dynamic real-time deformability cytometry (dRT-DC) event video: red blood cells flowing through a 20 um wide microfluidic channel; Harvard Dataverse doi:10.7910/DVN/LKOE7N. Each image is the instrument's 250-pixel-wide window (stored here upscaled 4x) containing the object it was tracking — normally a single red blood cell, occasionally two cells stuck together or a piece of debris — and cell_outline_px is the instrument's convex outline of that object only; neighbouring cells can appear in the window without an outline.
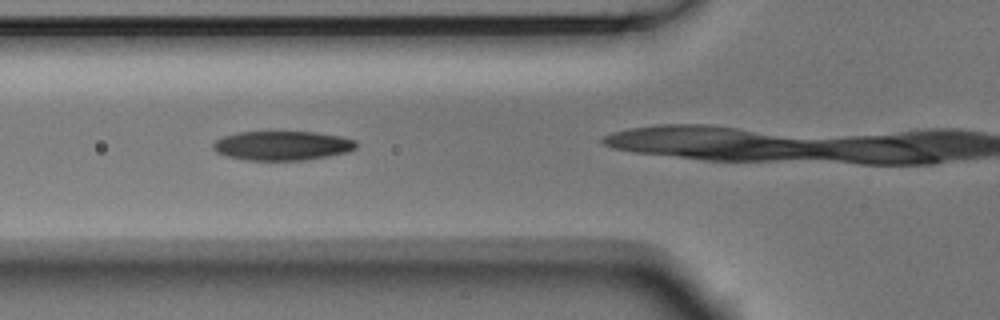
{"species": "Egyptian fruit bat (a non-hibernating species)", "species_latin": "Rousettus aegyptiacus", "temperature_condition": "room temperature", "stored_images_in_passage": 5, "camera_frame_rate_fps": 3000, "um_per_image_px": 0.085, "animal": {"sex": "male"}, "frame": {"image": 1, "passage_image": 4, "time_ms": 1.0, "image_size_px": [1000, 320], "cell_outline_px": [[356, 148], [348, 152], [328, 156], [304, 160], [248, 160], [228, 156], [216, 152], [212, 148], [212, 144], [216, 140], [224, 136], [240, 132], [316, 132], [340, 136], [356, 140]], "centroid_in_image_um": [24.0, 12.38], "position_along_channel_um": 101.8, "area_um2": 24.33}}